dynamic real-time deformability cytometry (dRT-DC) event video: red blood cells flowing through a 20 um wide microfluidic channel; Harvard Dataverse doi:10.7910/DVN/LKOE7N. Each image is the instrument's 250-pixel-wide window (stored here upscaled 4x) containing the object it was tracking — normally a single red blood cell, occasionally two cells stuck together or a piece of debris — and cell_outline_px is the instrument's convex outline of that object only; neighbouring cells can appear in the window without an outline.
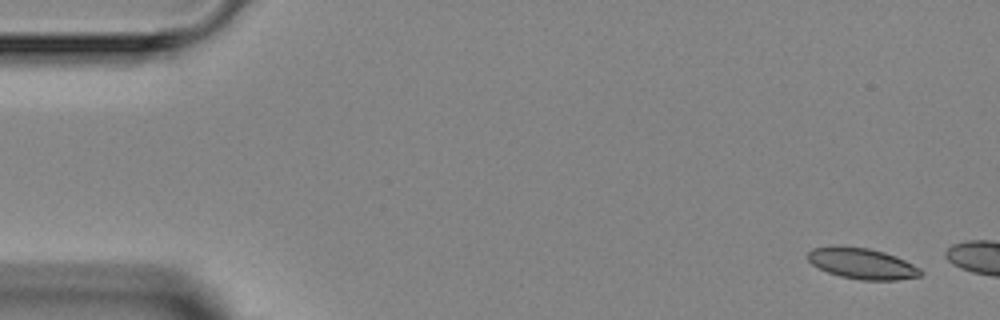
{"species": "Egyptian fruit bat (a non-hibernating species)", "species_latin": "Rousettus aegyptiacus", "temperature_condition": "room temperature", "stored_images_in_passage": 2, "camera_frame_rate_fps": 3000, "um_per_image_px": 0.085, "animal": {"sex": "female"}, "frame": {"image": 1, "passage_image": 1, "time_ms": 0.0, "image_size_px": [1000, 320], "cell_outline_px": [[924, 272], [920, 276], [896, 280], [860, 280], [840, 276], [828, 272], [812, 264], [808, 260], [808, 252], [812, 248], [832, 244], [868, 248], [884, 252], [896, 256], [920, 268]], "centroid_in_image_um": [73.25, 22.38], "position_along_channel_um": 11.7, "area_um2": 20.52}}